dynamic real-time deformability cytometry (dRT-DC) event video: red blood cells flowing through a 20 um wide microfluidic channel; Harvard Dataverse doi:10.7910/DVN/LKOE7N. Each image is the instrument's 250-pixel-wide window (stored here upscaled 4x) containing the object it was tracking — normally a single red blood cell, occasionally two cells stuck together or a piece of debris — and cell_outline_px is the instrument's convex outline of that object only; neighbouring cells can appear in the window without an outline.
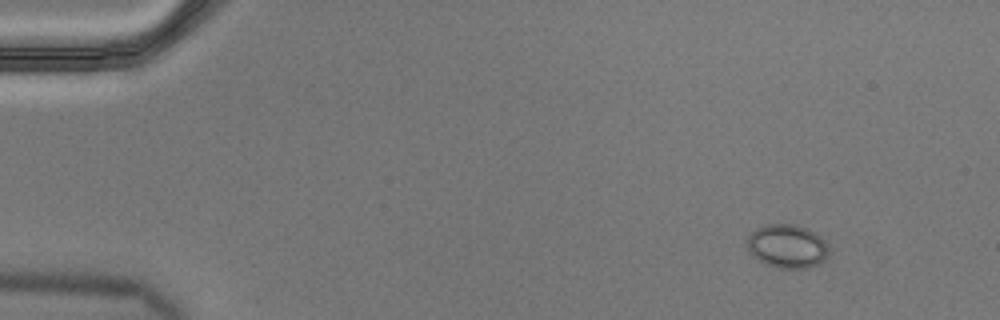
{"species": "Egyptian fruit bat (a non-hibernating species)", "species_latin": "Rousettus aegyptiacus", "temperature_condition": "cold", "stored_images_in_passage": 52, "camera_frame_rate_fps": 3000, "um_per_image_px": 0.085, "animal": {"sex": "male"}, "frame": {"image": 1, "passage_image": 2, "time_ms": 0.333, "image_size_px": [1000, 320], "cell_outline_px": [[828, 256], [820, 264], [808, 268], [776, 268], [764, 264], [756, 260], [748, 252], [748, 236], [756, 228], [764, 224], [796, 224], [808, 228], [816, 232], [824, 240], [828, 248]], "centroid_in_image_um": [66.91, 20.93], "position_along_channel_um": 18.1, "area_um2": 21.21}}
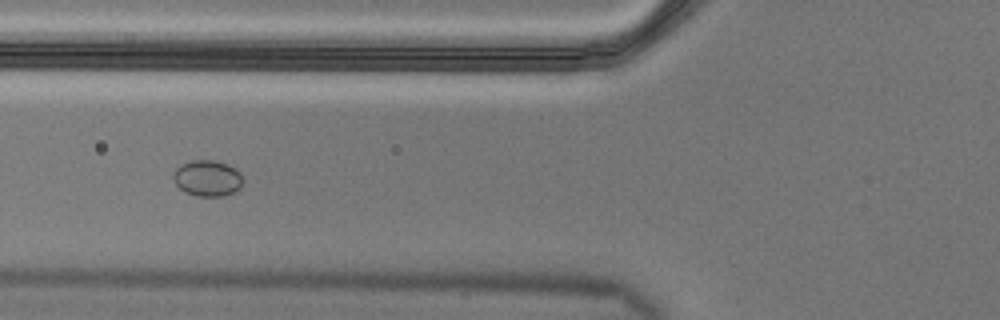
{"frame": {"image": 2, "passage_image": 18, "time_ms": 5.667, "image_size_px": [1000, 320], "cell_outline_px": [[244, 180], [240, 188], [232, 192], [220, 196], [196, 196], [184, 192], [172, 180], [172, 176], [176, 168], [180, 164], [192, 160], [216, 160], [228, 164], [236, 168], [240, 172]], "centroid_in_image_um": [17.63, 15.13], "position_along_channel_um": 108.2, "area_um2": 14.85}}
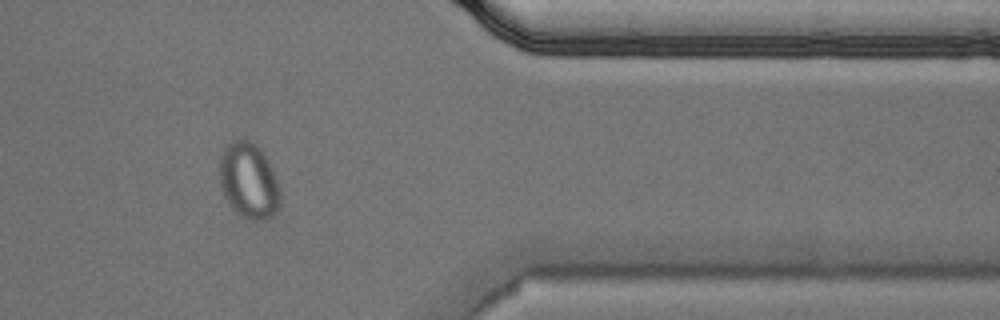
{"frame": {"image": 3, "passage_image": 43, "time_ms": 14.0, "image_size_px": [1000, 320], "cell_outline_px": [[280, 204], [276, 212], [268, 220], [248, 220], [240, 216], [228, 204], [224, 196], [220, 184], [220, 156], [224, 148], [228, 144], [236, 140], [248, 140], [256, 144], [264, 152], [276, 176], [280, 188]], "centroid_in_image_um": [21.16, 15.39], "position_along_channel_um": 390.2, "area_um2": 27.17}}